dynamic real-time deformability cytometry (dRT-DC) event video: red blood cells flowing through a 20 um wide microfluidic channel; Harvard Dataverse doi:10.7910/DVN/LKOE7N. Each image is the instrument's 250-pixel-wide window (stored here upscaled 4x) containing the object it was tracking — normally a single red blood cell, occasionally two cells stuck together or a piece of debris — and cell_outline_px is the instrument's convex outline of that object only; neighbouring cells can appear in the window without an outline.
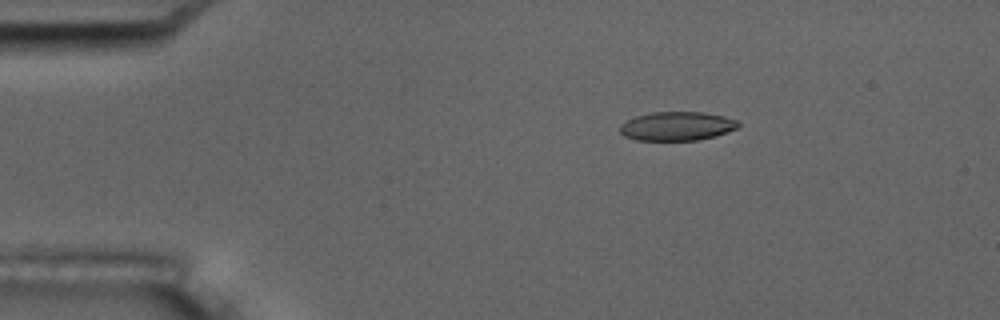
{"species": "common noctule bat (a hibernating species)", "species_latin": "Nyctalus noctula", "temperature_condition": "room temperature", "stored_images_in_passage": 4, "camera_frame_rate_fps": 3000, "um_per_image_px": 0.085, "animal": {"sex": "male", "body_mass_g": 17.5, "forearm_length_mm": 52.3}, "frame": {"image": 1, "passage_image": 2, "time_ms": 1.333, "image_size_px": [1000, 320], "cell_outline_px": [[740, 124], [736, 128], [716, 136], [696, 140], [636, 140], [624, 136], [620, 132], [620, 124], [636, 116], [652, 112], [704, 112], [724, 116], [736, 120]], "centroid_in_image_um": [57.53, 10.72], "position_along_channel_um": 27.5, "area_um2": 19.83}}